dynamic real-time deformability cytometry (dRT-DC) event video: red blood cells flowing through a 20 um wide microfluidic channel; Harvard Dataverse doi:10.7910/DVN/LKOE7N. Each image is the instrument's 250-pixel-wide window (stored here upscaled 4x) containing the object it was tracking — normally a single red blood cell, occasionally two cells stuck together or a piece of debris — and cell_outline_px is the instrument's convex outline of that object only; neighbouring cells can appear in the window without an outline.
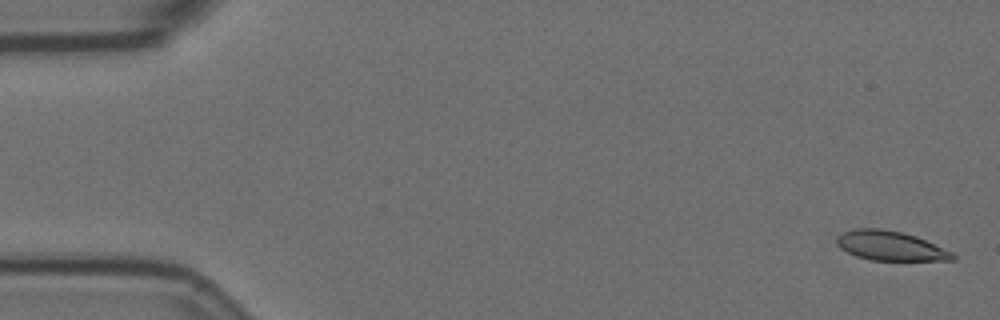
{"species": "Egyptian fruit bat (a non-hibernating species)", "species_latin": "Rousettus aegyptiacus", "temperature_condition": "room temperature", "stored_images_in_passage": 8, "camera_frame_rate_fps": 3000, "um_per_image_px": 0.085, "animal": {"sex": "female"}, "frame": {"image": 1, "passage_image": 1, "time_ms": 0.0, "image_size_px": [1000, 320], "cell_outline_px": [[956, 260], [872, 260], [856, 256], [840, 248], [836, 244], [836, 236], [844, 232], [856, 228], [880, 228], [900, 232], [916, 236], [952, 252], [956, 256]], "centroid_in_image_um": [75.66, 20.89], "position_along_channel_um": 9.3, "area_um2": 19.77}}
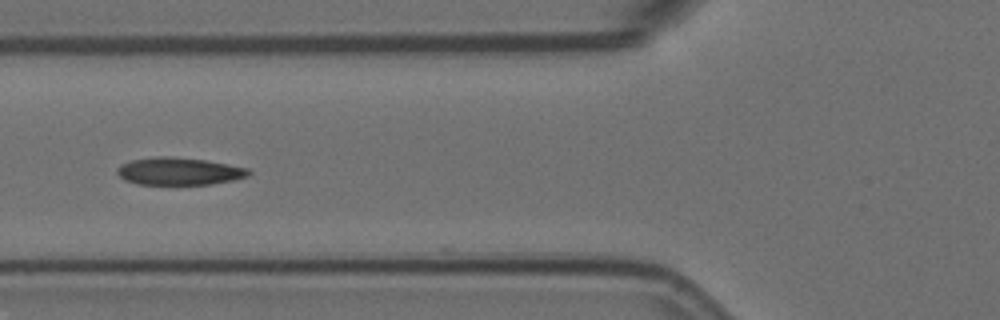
{"frame": {"image": 2, "passage_image": 6, "time_ms": 1.667, "image_size_px": [1000, 320], "cell_outline_px": [[252, 172], [248, 176], [232, 180], [212, 184], [136, 184], [124, 180], [116, 172], [116, 168], [120, 164], [132, 160], [156, 156], [168, 156], [204, 160], [228, 164], [248, 168]], "centroid_in_image_um": [15.19, 14.55], "position_along_channel_um": 110.6, "area_um2": 21.04}}
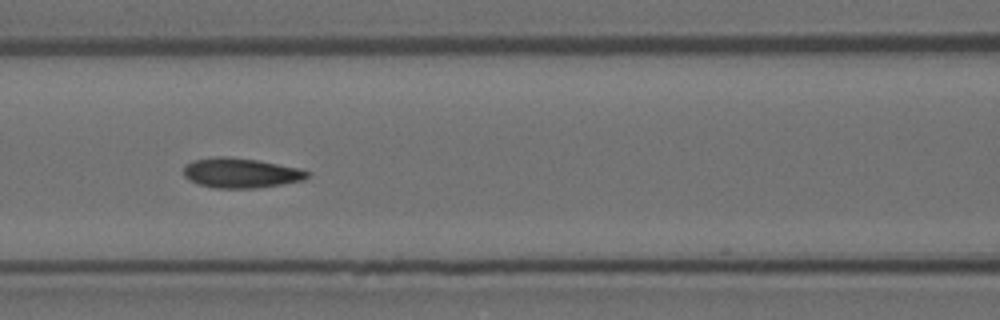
{"frame": {"image": 3, "passage_image": 7, "time_ms": 2.0, "image_size_px": [1000, 320], "cell_outline_px": [[312, 172], [304, 180], [256, 188], [216, 188], [200, 184], [188, 180], [184, 176], [184, 164], [192, 160], [216, 156], [224, 156], [256, 160], [300, 168]], "centroid_in_image_um": [20.45, 14.69], "position_along_channel_um": 146.1, "area_um2": 21.56}}